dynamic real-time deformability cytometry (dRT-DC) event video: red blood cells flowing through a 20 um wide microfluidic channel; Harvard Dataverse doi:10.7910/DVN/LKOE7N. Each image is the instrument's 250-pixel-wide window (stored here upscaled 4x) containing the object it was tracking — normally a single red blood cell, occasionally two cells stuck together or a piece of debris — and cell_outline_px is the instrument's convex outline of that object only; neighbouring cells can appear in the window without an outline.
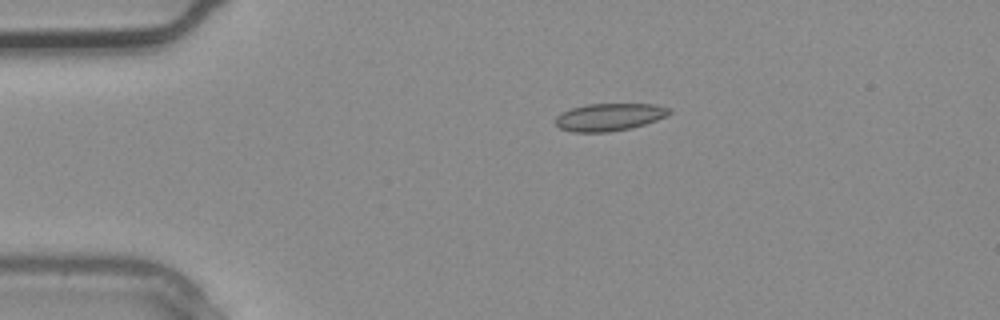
{"species": "common noctule bat (a hibernating species)", "species_latin": "Nyctalus noctula", "temperature_condition": "warm", "stored_images_in_passage": 3, "camera_frame_rate_fps": 3000, "um_per_image_px": 0.085, "animal": {"sex": "male", "body_mass_g": 20.4}, "frame": {"image": 1, "passage_image": 2, "time_ms": 0.333, "image_size_px": [1000, 320], "cell_outline_px": [[672, 112], [668, 116], [644, 124], [628, 128], [608, 132], [572, 132], [560, 128], [556, 124], [556, 116], [572, 108], [588, 104], [656, 104], [672, 108]], "centroid_in_image_um": [51.84, 9.94], "position_along_channel_um": 33.2, "area_um2": 18.15}}
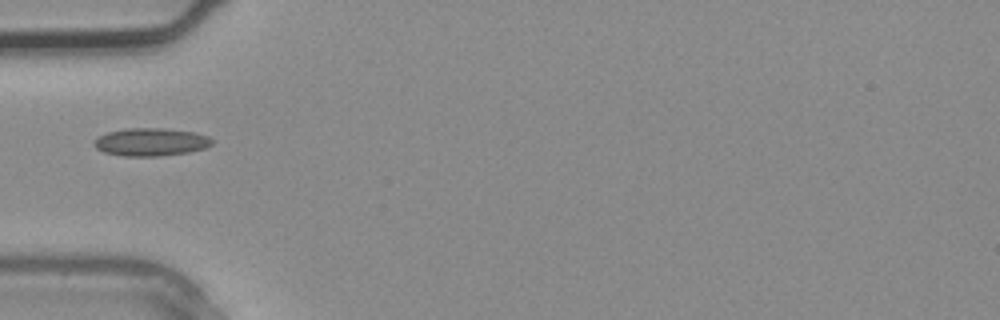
{"frame": {"image": 2, "passage_image": 3, "time_ms": 0.667, "image_size_px": [1000, 320], "cell_outline_px": [[216, 140], [212, 144], [204, 148], [188, 152], [160, 156], [124, 156], [104, 152], [96, 148], [92, 144], [100, 136], [108, 132], [128, 128], [164, 128], [196, 132], [208, 136]], "centroid_in_image_um": [12.87, 12.06], "position_along_channel_um": 72.1, "area_um2": 19.19}}